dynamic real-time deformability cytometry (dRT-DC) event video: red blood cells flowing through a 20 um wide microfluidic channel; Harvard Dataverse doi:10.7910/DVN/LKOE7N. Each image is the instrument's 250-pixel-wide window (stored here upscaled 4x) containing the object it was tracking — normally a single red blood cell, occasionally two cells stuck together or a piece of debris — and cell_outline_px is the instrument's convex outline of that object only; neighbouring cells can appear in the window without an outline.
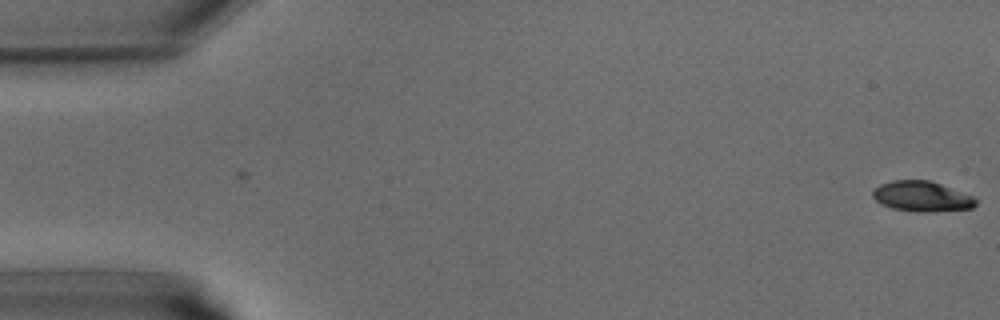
{"species": "common noctule bat (a hibernating species)", "species_latin": "Nyctalus noctula", "temperature_condition": "warm", "stored_images_in_passage": 3, "camera_frame_rate_fps": 3000, "um_per_image_px": 0.085, "animal": {"sex": "male", "body_mass_g": 15.6}, "frame": {"image": 1, "passage_image": 3, "time_ms": 0.667, "image_size_px": [1000, 320], "cell_outline_px": [[976, 204], [972, 208], [936, 212], [912, 212], [892, 208], [880, 204], [872, 196], [872, 192], [880, 184], [892, 180], [928, 180], [940, 184], [972, 196], [976, 200]], "centroid_in_image_um": [78.32, 16.71], "position_along_channel_um": 6.7, "area_um2": 18.21}}